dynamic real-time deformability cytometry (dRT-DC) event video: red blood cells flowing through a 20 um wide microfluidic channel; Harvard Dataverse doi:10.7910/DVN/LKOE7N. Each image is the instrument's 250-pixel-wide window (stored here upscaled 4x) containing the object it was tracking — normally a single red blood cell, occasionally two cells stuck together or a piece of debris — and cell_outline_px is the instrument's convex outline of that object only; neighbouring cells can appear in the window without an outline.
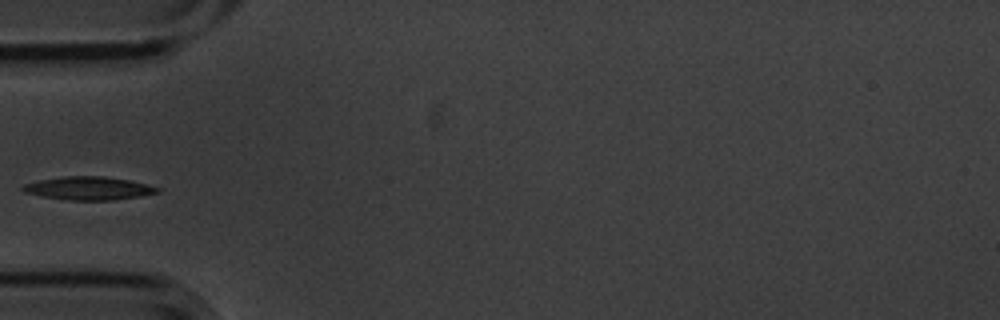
{"species": "common noctule bat (a hibernating species)", "species_latin": "Nyctalus noctula", "temperature_condition": "cold", "stored_images_in_passage": 1, "camera_frame_rate_fps": 3000, "um_per_image_px": 0.085, "animal": {"sex": "male", "body_mass_g": 20.1, "forearm_length_mm": 53.5}, "frame": {"image": 1, "passage_image": 1, "time_ms": 0.0, "image_size_px": [1000, 320], "cell_outline_px": [[160, 192], [140, 196], [116, 200], [68, 200], [44, 196], [24, 192], [20, 188], [24, 184], [40, 180], [64, 176], [104, 176], [128, 180], [148, 184], [160, 188]], "centroid_in_image_um": [7.56, 16.0], "position_along_channel_um": 77.4, "area_um2": 18.15}}